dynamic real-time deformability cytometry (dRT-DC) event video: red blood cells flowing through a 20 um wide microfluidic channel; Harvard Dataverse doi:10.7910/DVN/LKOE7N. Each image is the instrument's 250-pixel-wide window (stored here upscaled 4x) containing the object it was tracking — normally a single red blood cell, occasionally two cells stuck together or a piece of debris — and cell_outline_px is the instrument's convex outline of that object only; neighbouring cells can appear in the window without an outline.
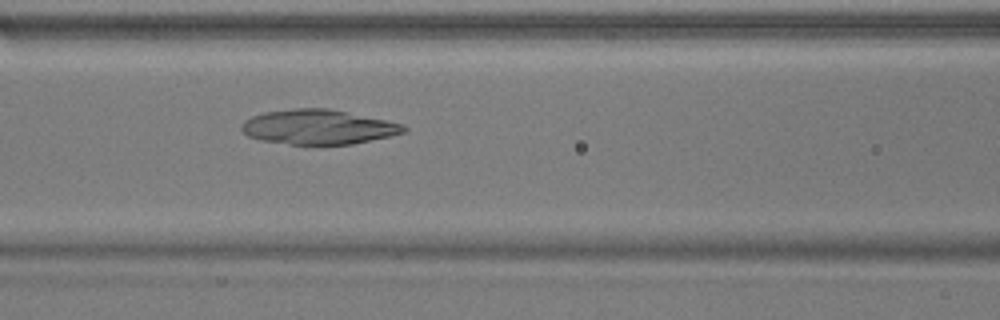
{"species": "common noctule bat (a hibernating species)", "species_latin": "Nyctalus noctula", "temperature_condition": "warm", "stored_images_in_passage": 43, "camera_frame_rate_fps": 3000, "um_per_image_px": 0.085, "animal": {"sex": "male", "body_mass_g": 17.9}, "frame": {"image": 1, "passage_image": 13, "time_ms": 4.0, "image_size_px": [1000, 320], "cell_outline_px": [[408, 132], [352, 144], [288, 144], [260, 140], [248, 136], [240, 128], [244, 120], [252, 116], [264, 112], [296, 108], [328, 108], [388, 120], [404, 124], [408, 128]], "centroid_in_image_um": [27.08, 10.79], "position_along_channel_um": 139.5, "area_um2": 32.89}}
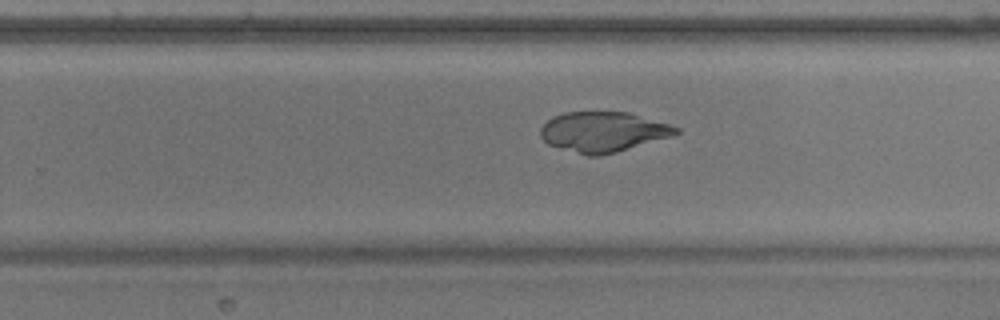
{"frame": {"image": 2, "passage_image": 24, "time_ms": 7.667, "image_size_px": [1000, 320], "cell_outline_px": [[680, 132], [668, 136], [616, 152], [600, 156], [588, 156], [548, 144], [540, 136], [540, 128], [552, 116], [564, 112], [628, 112], [668, 124], [680, 128]], "centroid_in_image_um": [51.21, 11.2], "position_along_channel_um": 278.6, "area_um2": 31.21}}
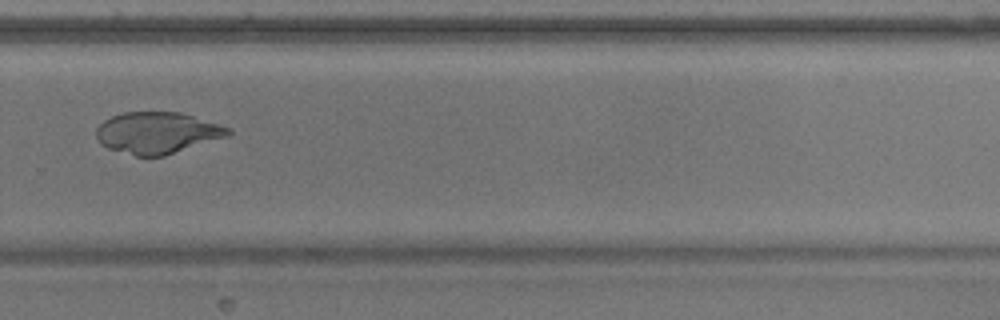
{"frame": {"image": 3, "passage_image": 27, "time_ms": 8.667, "image_size_px": [1000, 320], "cell_outline_px": [[232, 132], [228, 136], [164, 156], [136, 156], [108, 148], [100, 144], [96, 136], [96, 128], [104, 120], [112, 116], [124, 112], [180, 112], [228, 128]], "centroid_in_image_um": [13.32, 11.29], "position_along_channel_um": 316.5, "area_um2": 31.62}}